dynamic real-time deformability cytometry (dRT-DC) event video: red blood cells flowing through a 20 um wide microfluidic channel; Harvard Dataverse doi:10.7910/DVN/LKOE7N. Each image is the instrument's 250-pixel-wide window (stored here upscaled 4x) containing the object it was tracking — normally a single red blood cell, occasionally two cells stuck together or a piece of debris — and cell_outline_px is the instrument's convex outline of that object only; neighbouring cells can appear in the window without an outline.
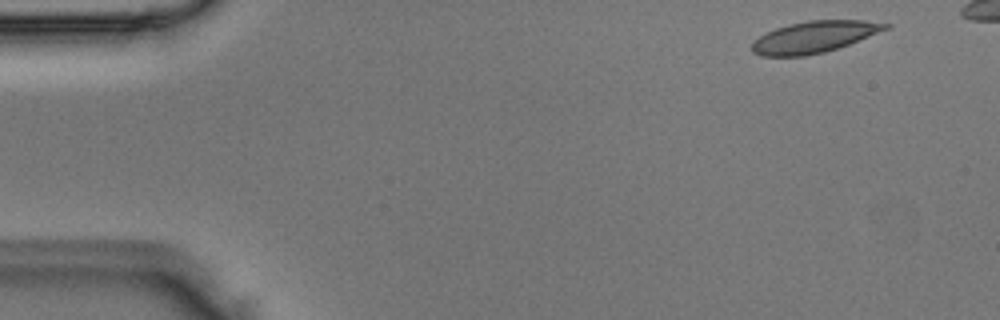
{"species": "Egyptian fruit bat (a non-hibernating species)", "species_latin": "Rousettus aegyptiacus", "temperature_condition": "room temperature", "stored_images_in_passage": 5, "camera_frame_rate_fps": 3000, "um_per_image_px": 0.085, "animal": {"sex": "male"}, "frame": {"image": 1, "passage_image": 1, "time_ms": 0.0, "image_size_px": [1000, 320], "cell_outline_px": [[892, 28], [848, 44], [824, 52], [804, 56], [760, 56], [752, 52], [752, 44], [760, 36], [776, 28], [788, 24], [808, 20], [864, 20], [892, 24]], "centroid_in_image_um": [69.25, 3.13], "position_along_channel_um": 15.8, "area_um2": 24.51}}